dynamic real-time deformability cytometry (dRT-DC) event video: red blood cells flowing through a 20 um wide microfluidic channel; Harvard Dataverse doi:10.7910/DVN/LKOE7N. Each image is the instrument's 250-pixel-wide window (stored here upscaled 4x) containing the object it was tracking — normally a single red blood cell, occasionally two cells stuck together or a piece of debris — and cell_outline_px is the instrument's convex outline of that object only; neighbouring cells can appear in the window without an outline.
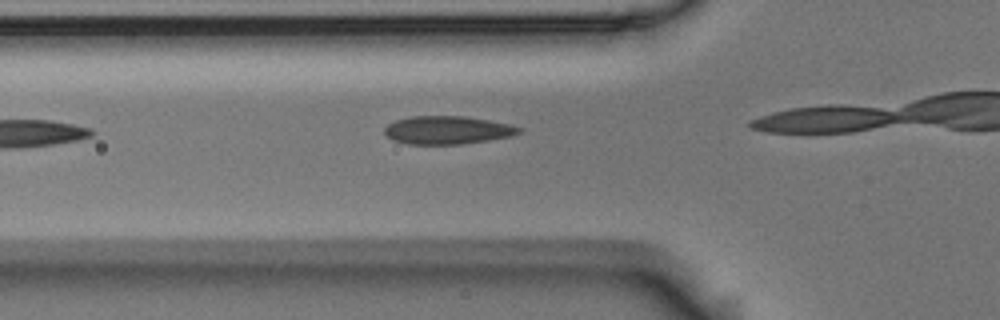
{"species": "Egyptian fruit bat (a non-hibernating species)", "species_latin": "Rousettus aegyptiacus", "temperature_condition": "room temperature", "stored_images_in_passage": 3, "camera_frame_rate_fps": 3000, "um_per_image_px": 0.085, "animal": {"sex": "male"}, "frame": {"image": 1, "passage_image": 2, "time_ms": 0.333, "image_size_px": [1000, 320], "cell_outline_px": [[524, 132], [512, 136], [488, 140], [460, 144], [408, 144], [392, 140], [384, 132], [384, 128], [388, 124], [396, 120], [412, 116], [464, 116], [512, 124], [524, 128]], "centroid_in_image_um": [38.09, 11.05], "position_along_channel_um": 87.7, "area_um2": 22.2}}